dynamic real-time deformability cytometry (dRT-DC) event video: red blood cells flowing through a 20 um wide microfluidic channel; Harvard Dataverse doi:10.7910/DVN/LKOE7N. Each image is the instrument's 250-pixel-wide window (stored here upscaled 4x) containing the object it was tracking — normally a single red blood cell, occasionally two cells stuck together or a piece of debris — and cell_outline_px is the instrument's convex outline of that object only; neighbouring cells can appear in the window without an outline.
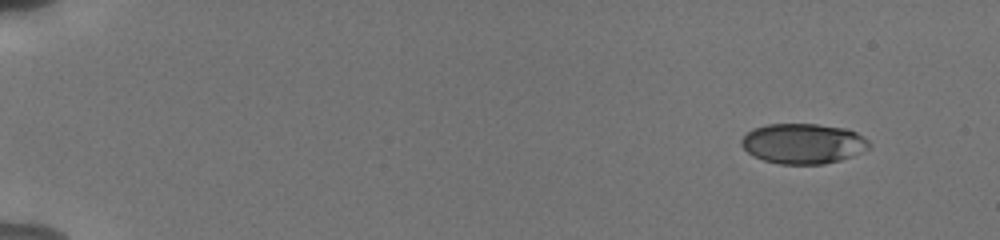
{"species": "human", "species_latin": "Homo sapiens", "temperature_condition": "cold", "stored_images_in_passage": 52, "camera_frame_rate_fps": 3000, "um_per_image_px": 0.085, "donor": {"sex": "male"}, "frame": {"image": 1, "passage_image": 1, "time_ms": 0.0, "image_size_px": [1000, 240], "cell_outline_px": [[872, 144], [868, 148], [852, 156], [840, 160], [824, 164], [780, 164], [764, 160], [752, 156], [740, 144], [740, 140], [752, 128], [768, 124], [816, 124], [848, 128], [864, 136]], "centroid_in_image_um": [68.27, 12.2], "position_along_channel_um": 16.7, "area_um2": 30.11}}
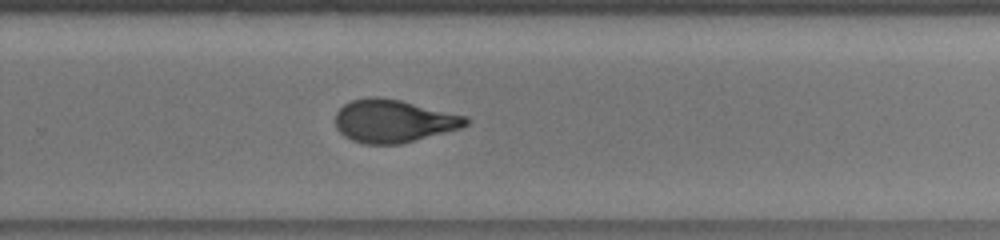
{"frame": {"image": 2, "passage_image": 35, "time_ms": 11.333, "image_size_px": [1000, 240], "cell_outline_px": [[472, 120], [468, 124], [460, 128], [400, 144], [364, 144], [352, 140], [344, 136], [336, 128], [336, 112], [344, 104], [352, 100], [368, 96], [376, 96], [400, 100], [468, 116]], "centroid_in_image_um": [33.45, 10.28], "position_along_channel_um": 296.3, "area_um2": 32.66}}
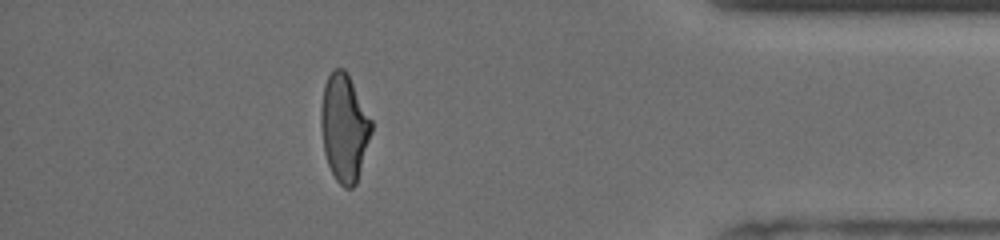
{"frame": {"image": 3, "passage_image": 46, "time_ms": 15.0, "image_size_px": [1000, 240], "cell_outline_px": [[372, 132], [356, 184], [352, 188], [344, 188], [336, 180], [328, 164], [324, 152], [320, 124], [320, 108], [324, 84], [332, 68], [344, 68], [348, 72], [372, 120]], "centroid_in_image_um": [29.25, 10.82], "position_along_channel_um": 405.9, "area_um2": 31.91}}